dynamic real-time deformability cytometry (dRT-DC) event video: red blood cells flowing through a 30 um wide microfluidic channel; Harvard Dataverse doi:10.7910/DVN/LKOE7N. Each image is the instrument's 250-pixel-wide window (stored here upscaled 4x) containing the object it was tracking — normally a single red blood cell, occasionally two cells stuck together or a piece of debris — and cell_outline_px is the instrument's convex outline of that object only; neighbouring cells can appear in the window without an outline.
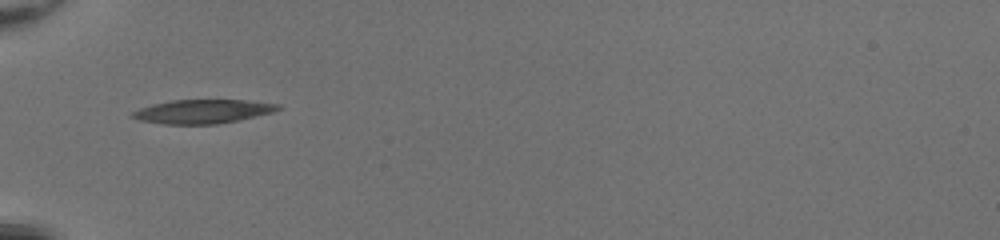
{"species": "common noctule bat (a hibernating species)", "species_latin": "Nyctalus noctula", "temperature_condition": "room temperature", "stored_images_in_passage": 33, "camera_frame_rate_fps": 3000, "um_per_image_px": 0.085, "animal": {"sex": "female", "body_mass_g": 20.0, "forearm_length_mm": 54.0}, "frame": {"image": 1, "passage_image": 1, "time_ms": 0.0, "image_size_px": [1000, 240], "cell_outline_px": [[284, 108], [272, 112], [256, 116], [216, 124], [164, 124], [140, 120], [128, 116], [132, 112], [140, 108], [152, 104], [172, 100], [244, 100], [280, 104]], "centroid_in_image_um": [17.22, 9.47], "position_along_channel_um": 67.8, "area_um2": 20.17}}
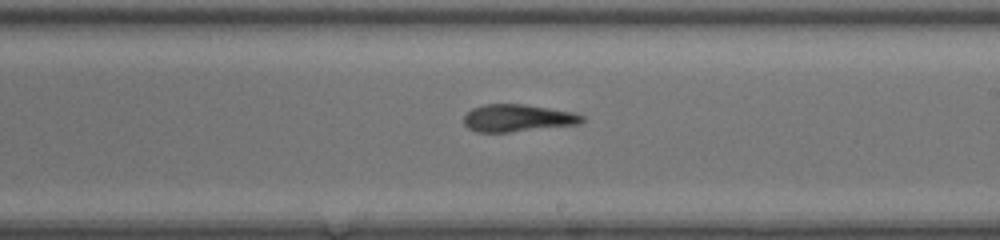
{"frame": {"image": 2, "passage_image": 14, "time_ms": 4.333, "image_size_px": [1000, 240], "cell_outline_px": [[584, 120], [580, 124], [508, 132], [480, 132], [468, 128], [464, 124], [464, 116], [472, 108], [484, 104], [524, 104], [572, 112], [584, 116]], "centroid_in_image_um": [43.99, 10.03], "position_along_channel_um": 245.0, "area_um2": 18.67}}
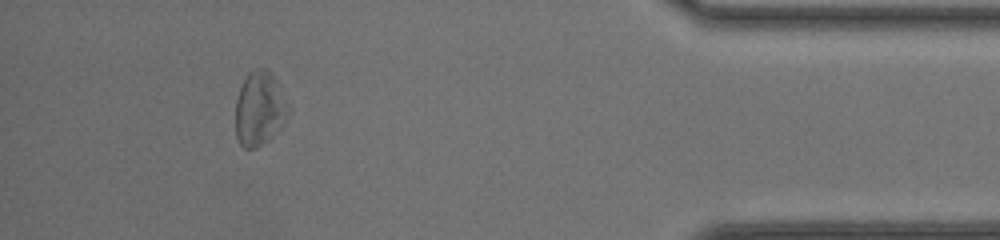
{"frame": {"image": 3, "passage_image": 29, "time_ms": 9.333, "image_size_px": [1000, 240], "cell_outline_px": [[292, 108], [272, 136], [256, 148], [244, 148], [240, 144], [236, 136], [236, 100], [240, 88], [248, 72], [256, 68], [268, 68], [272, 72]], "centroid_in_image_um": [22.07, 9.19], "position_along_channel_um": 413.1, "area_um2": 22.83}, "authors_computed_cell_mechanics": {"area_um2": 19.7098, "velocity_mm_per_s": 4.2008, "shape_relaxation_time_tau1_ms": 3.1873, "shape_relaxation_time_tau2_ms": 3.2512, "deformation_change_tau1": 0.1173, "deformation_change_tau2": 0.1545}}